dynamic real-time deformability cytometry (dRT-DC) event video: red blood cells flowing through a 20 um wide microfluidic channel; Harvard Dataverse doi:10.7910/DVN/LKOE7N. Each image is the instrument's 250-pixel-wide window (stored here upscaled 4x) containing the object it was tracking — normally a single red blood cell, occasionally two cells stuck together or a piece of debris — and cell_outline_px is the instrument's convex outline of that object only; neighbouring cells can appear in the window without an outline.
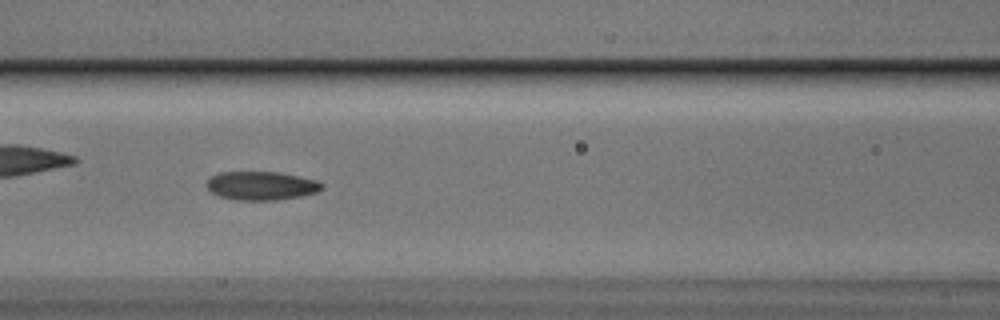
{"species": "Egyptian fruit bat (a non-hibernating species)", "species_latin": "Rousettus aegyptiacus", "temperature_condition": "cold", "stored_images_in_passage": 55, "camera_frame_rate_fps": 3000, "um_per_image_px": 0.085, "animal": {"sex": "male"}, "frame": {"image": 1, "passage_image": 24, "time_ms": 7.667, "image_size_px": [1000, 320], "cell_outline_px": [[324, 188], [316, 192], [300, 196], [276, 200], [236, 200], [220, 196], [212, 192], [208, 188], [208, 180], [212, 176], [220, 172], [276, 172], [316, 180], [324, 184]], "centroid_in_image_um": [22.23, 15.79], "position_along_channel_um": 144.4, "area_um2": 18.96}}
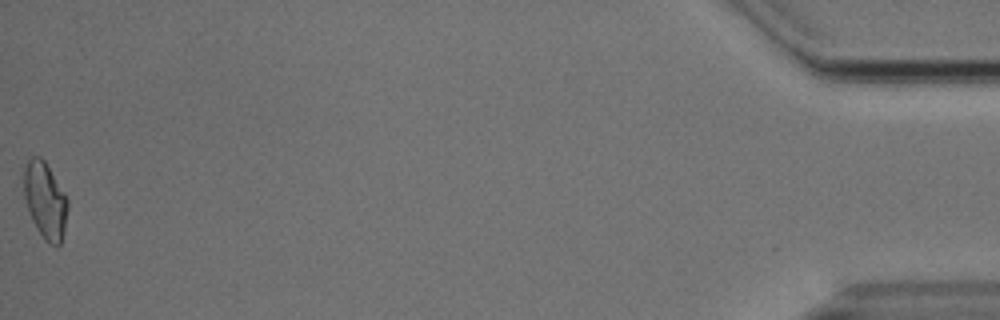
{"frame": {"image": 2, "passage_image": 55, "time_ms": 18.0, "image_size_px": [1000, 320], "cell_outline_px": [[68, 208], [64, 232], [60, 244], [56, 248], [48, 244], [44, 240], [36, 228], [32, 220], [24, 196], [24, 168], [28, 160], [32, 156], [40, 156], [44, 160], [68, 200]], "centroid_in_image_um": [3.84, 17.08], "position_along_channel_um": 431.4, "area_um2": 19.48}, "authors_computed_cell_mechanics": {"area_um2": 19.1896, "velocity_mm_per_s": 3.7358, "shape_relaxation_time_tau1_ms": 7.8835, "shape_relaxation_time_tau2_ms": 2.1732, "deformation_change_tau1": 0.1701, "deformation_change_tau2": 0.0791}}